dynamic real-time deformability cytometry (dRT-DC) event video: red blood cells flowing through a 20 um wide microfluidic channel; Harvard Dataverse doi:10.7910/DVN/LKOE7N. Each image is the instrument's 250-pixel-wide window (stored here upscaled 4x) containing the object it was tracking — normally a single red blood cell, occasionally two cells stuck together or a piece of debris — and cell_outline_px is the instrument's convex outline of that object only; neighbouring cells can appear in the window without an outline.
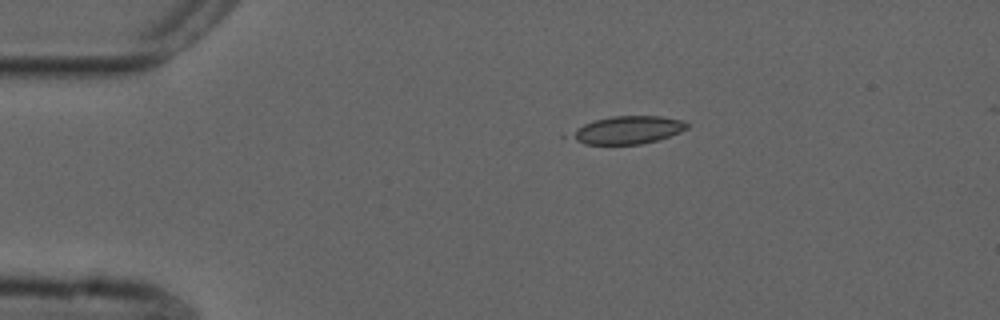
{"species": "common noctule bat (a hibernating species)", "species_latin": "Nyctalus noctula", "temperature_condition": "cold", "stored_images_in_passage": 45, "camera_frame_rate_fps": 3000, "um_per_image_px": 0.085, "animal": {"sex": "male", "forearm_length_mm": 52.5}, "frame": {"image": 1, "passage_image": 1, "time_ms": 0.0, "image_size_px": [1000, 320], "cell_outline_px": [[688, 128], [680, 132], [656, 140], [640, 144], [584, 144], [560, 136], [584, 124], [596, 120], [612, 116], [660, 116], [684, 120], [688, 124]], "centroid_in_image_um": [53.24, 11.05], "position_along_channel_um": 31.8, "area_um2": 19.07}}
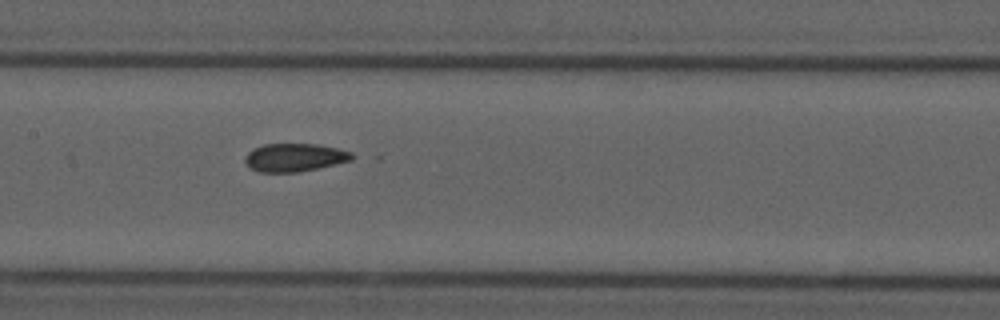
{"frame": {"image": 2, "passage_image": 17, "time_ms": 5.333, "image_size_px": [1000, 320], "cell_outline_px": [[360, 156], [352, 160], [300, 172], [260, 172], [248, 168], [244, 160], [248, 152], [252, 148], [264, 144], [316, 144], [336, 148], [352, 152]], "centroid_in_image_um": [25.06, 13.38], "position_along_channel_um": 182.3, "area_um2": 17.74}}
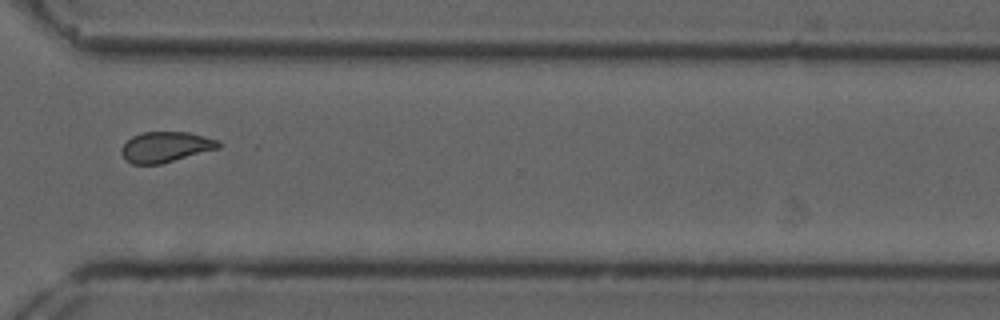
{"frame": {"image": 3, "passage_image": 31, "time_ms": 10.0, "image_size_px": [1000, 320], "cell_outline_px": [[220, 148], [160, 164], [132, 164], [124, 160], [120, 152], [120, 148], [132, 136], [144, 132], [188, 132], [220, 140]], "centroid_in_image_um": [14.06, 12.49], "position_along_channel_um": 356.5, "area_um2": 17.34}, "authors_computed_cell_mechanics": {"area_um2": 17.918, "velocity_mm_per_s": 3.7424, "shape_relaxation_time_tau1_ms": 10.6181, "shape_relaxation_time_tau2_ms": null, "deformation_change_tau1": 0.1992, "deformation_change_tau2": null}}